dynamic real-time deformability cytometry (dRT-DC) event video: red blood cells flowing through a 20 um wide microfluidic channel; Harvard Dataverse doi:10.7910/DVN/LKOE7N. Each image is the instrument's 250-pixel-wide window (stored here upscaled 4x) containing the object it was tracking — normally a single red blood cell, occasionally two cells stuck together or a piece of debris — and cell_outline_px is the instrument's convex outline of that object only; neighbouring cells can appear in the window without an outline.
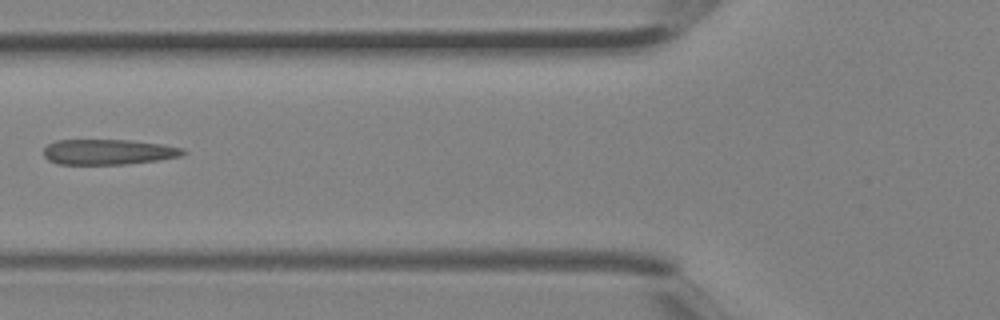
{"species": "Egyptian fruit bat (a non-hibernating species)", "species_latin": "Rousettus aegyptiacus", "temperature_condition": "room temperature", "stored_images_in_passage": 5, "camera_frame_rate_fps": 3000, "um_per_image_px": 0.085, "animal": {"sex": "female"}, "frame": {"image": 1, "passage_image": 5, "time_ms": 1.333, "image_size_px": [1000, 320], "cell_outline_px": [[188, 152], [180, 156], [160, 160], [124, 164], [56, 164], [48, 160], [44, 156], [44, 148], [48, 144], [56, 140], [128, 140], [164, 144], [184, 148]], "centroid_in_image_um": [9.23, 12.91], "position_along_channel_um": 116.6, "area_um2": 20.75}}